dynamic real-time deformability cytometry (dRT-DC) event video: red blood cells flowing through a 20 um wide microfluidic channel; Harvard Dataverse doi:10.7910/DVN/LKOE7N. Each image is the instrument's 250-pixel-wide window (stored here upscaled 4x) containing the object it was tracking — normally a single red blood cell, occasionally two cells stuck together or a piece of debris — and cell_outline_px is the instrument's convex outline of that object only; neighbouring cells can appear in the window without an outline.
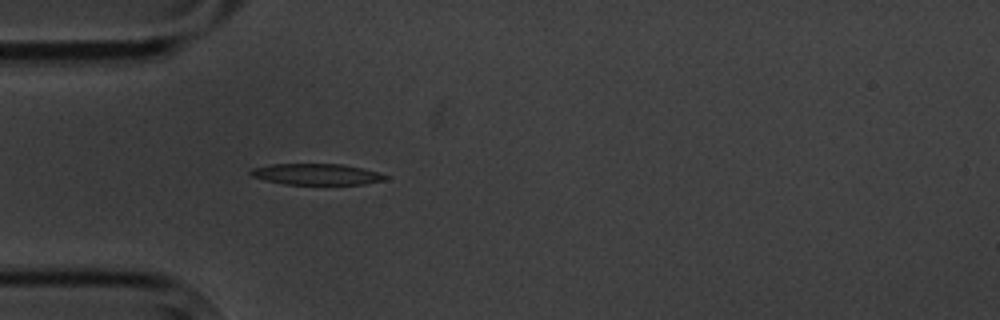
{"species": "common noctule bat (a hibernating species)", "species_latin": "Nyctalus noctula", "temperature_condition": "cold", "stored_images_in_passage": 1, "camera_frame_rate_fps": 3000, "um_per_image_px": 0.085, "animal": {"sex": "male", "body_mass_g": 20.1, "forearm_length_mm": 53.5}, "frame": {"image": 1, "passage_image": 1, "time_ms": 0.0, "image_size_px": [1000, 320], "cell_outline_px": [[392, 176], [384, 180], [364, 184], [284, 184], [264, 180], [252, 176], [248, 172], [252, 168], [272, 164], [344, 164]], "centroid_in_image_um": [26.89, 14.81], "position_along_channel_um": 58.1, "area_um2": 16.53}}